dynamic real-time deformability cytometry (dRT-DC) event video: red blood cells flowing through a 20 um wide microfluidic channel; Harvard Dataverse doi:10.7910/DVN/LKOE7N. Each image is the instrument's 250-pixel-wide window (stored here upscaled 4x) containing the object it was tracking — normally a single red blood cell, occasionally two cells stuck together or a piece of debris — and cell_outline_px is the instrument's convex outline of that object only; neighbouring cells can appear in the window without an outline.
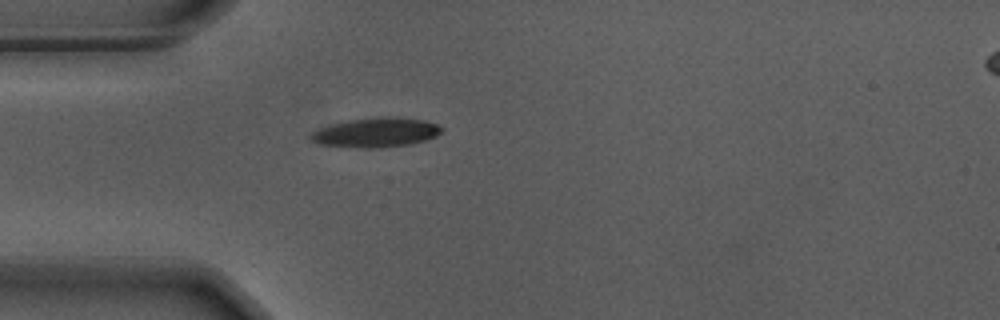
{"species": "Egyptian fruit bat (a non-hibernating species)", "species_latin": "Rousettus aegyptiacus", "temperature_condition": "warm", "stored_images_in_passage": 41, "camera_frame_rate_fps": 3000, "um_per_image_px": 0.085, "animal": {"sex": "male"}, "frame": {"image": 1, "passage_image": 1, "time_ms": 0.0, "image_size_px": [1000, 320], "cell_outline_px": [[444, 128], [436, 136], [424, 140], [408, 144], [376, 148], [360, 148], [320, 144], [312, 140], [308, 136], [312, 132], [320, 128], [332, 124], [348, 120], [380, 116], [392, 116], [424, 120], [436, 124]], "centroid_in_image_um": [31.95, 11.25], "position_along_channel_um": 53.0, "area_um2": 22.37}}
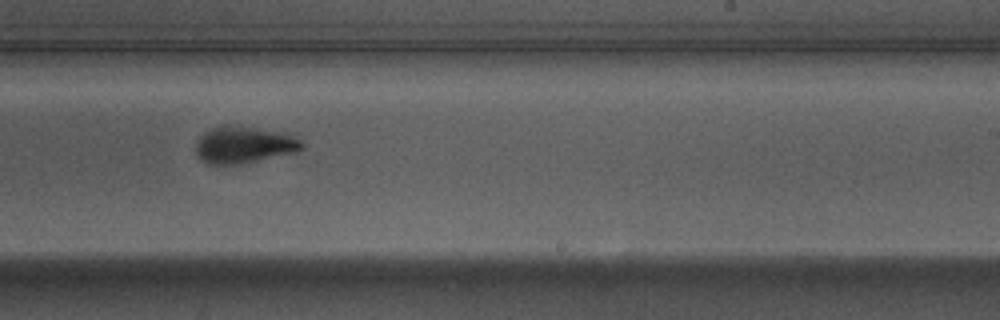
{"frame": {"image": 2, "passage_image": 19, "time_ms": 6.0, "image_size_px": [1000, 320], "cell_outline_px": [[304, 148], [296, 152], [236, 164], [208, 164], [196, 152], [196, 140], [208, 128], [220, 124], [228, 124], [284, 132], [300, 140], [304, 144]], "centroid_in_image_um": [20.71, 12.27], "position_along_channel_um": 268.3, "area_um2": 22.72}}
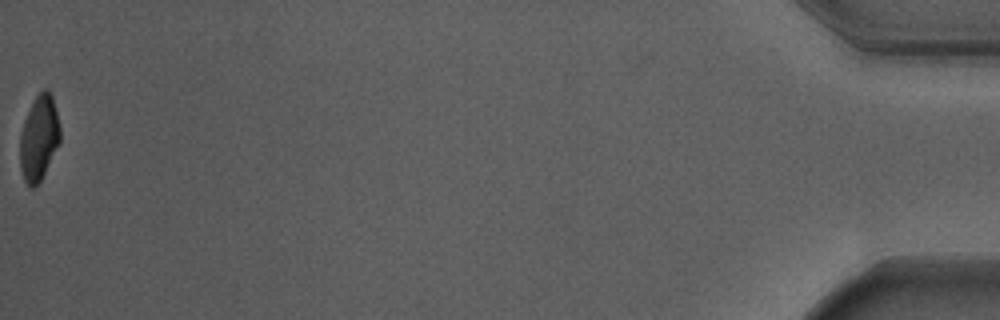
{"frame": {"image": 3, "passage_image": 41, "time_ms": 13.333, "image_size_px": [1000, 320], "cell_outline_px": [[60, 140], [40, 180], [32, 188], [24, 180], [20, 168], [20, 136], [24, 120], [36, 96], [44, 88], [48, 88], [52, 96], [60, 128]], "centroid_in_image_um": [3.3, 11.7], "position_along_channel_um": 431.9, "area_um2": 19.36}, "authors_computed_cell_mechanics": {"area_um2": 22.1952, "velocity_mm_per_s": 3.7027, "shape_relaxation_time_tau1_ms": 3.3184, "shape_relaxation_time_tau2_ms": 1.4598, "deformation_change_tau1": 0.1651, "deformation_change_tau2": 0.0584}}